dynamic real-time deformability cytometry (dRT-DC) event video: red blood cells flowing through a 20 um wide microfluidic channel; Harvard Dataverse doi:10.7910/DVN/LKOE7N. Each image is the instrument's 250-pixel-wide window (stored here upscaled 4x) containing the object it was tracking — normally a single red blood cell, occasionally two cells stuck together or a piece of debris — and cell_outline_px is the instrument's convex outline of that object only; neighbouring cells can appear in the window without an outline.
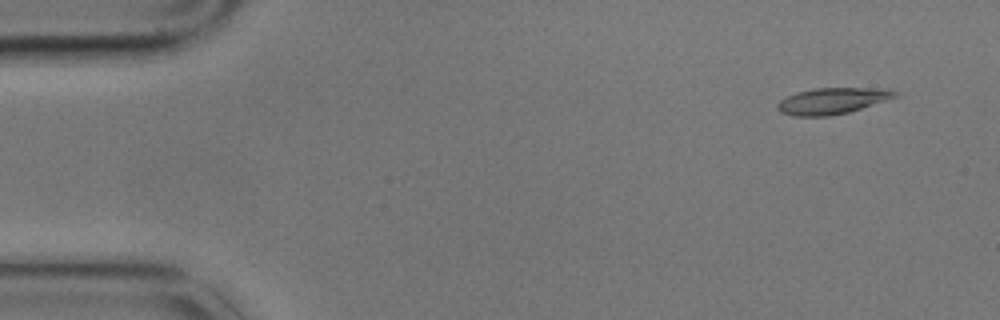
{"species": "common noctule bat (a hibernating species)", "species_latin": "Nyctalus noctula", "temperature_condition": "cold", "stored_images_in_passage": 5, "camera_frame_rate_fps": 3000, "um_per_image_px": 0.085, "animal": {"sex": "male", "body_mass_g": 17.9}, "frame": {"image": 1, "passage_image": 1, "time_ms": 0.0, "image_size_px": [1000, 320], "cell_outline_px": [[900, 96], [848, 112], [828, 116], [792, 116], [780, 112], [776, 108], [776, 104], [780, 100], [788, 96], [800, 92], [816, 88], [888, 88], [900, 92]], "centroid_in_image_um": [70.79, 8.57], "position_along_channel_um": 14.2, "area_um2": 18.03}}
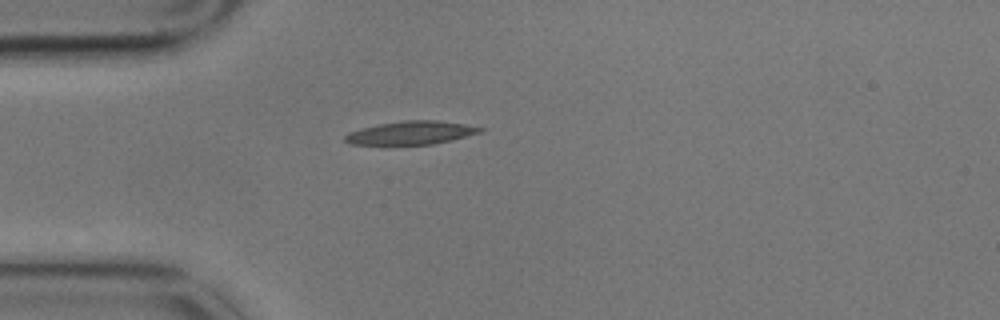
{"frame": {"image": 2, "passage_image": 4, "time_ms": 1.0, "image_size_px": [1000, 320], "cell_outline_px": [[484, 128], [480, 132], [452, 140], [432, 144], [388, 148], [348, 144], [344, 140], [344, 136], [348, 132], [360, 128], [376, 124], [404, 120], [436, 120], [464, 124]], "centroid_in_image_um": [34.77, 11.34], "position_along_channel_um": 50.2, "area_um2": 19.48}}